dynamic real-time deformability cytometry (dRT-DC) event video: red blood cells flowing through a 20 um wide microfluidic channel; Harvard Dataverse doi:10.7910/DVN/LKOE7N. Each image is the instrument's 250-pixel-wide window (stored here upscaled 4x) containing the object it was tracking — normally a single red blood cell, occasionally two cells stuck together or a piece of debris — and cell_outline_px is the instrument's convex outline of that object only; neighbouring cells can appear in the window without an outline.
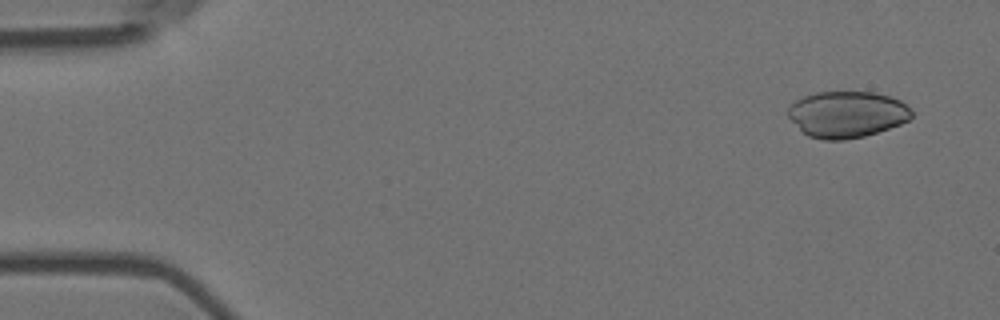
{"species": "Egyptian fruit bat (a non-hibernating species)", "species_latin": "Rousettus aegyptiacus", "temperature_condition": "room temperature", "stored_images_in_passage": 6, "camera_frame_rate_fps": 3000, "um_per_image_px": 0.085, "animal": {"sex": "female"}, "frame": {"image": 1, "passage_image": 1, "time_ms": 0.0, "image_size_px": [1000, 320], "cell_outline_px": [[912, 116], [908, 120], [900, 124], [864, 136], [844, 140], [824, 140], [808, 136], [788, 116], [788, 108], [796, 100], [804, 96], [816, 92], [872, 92], [888, 96], [900, 100], [912, 112]], "centroid_in_image_um": [71.98, 9.72], "position_along_channel_um": 13.0, "area_um2": 33.0}}